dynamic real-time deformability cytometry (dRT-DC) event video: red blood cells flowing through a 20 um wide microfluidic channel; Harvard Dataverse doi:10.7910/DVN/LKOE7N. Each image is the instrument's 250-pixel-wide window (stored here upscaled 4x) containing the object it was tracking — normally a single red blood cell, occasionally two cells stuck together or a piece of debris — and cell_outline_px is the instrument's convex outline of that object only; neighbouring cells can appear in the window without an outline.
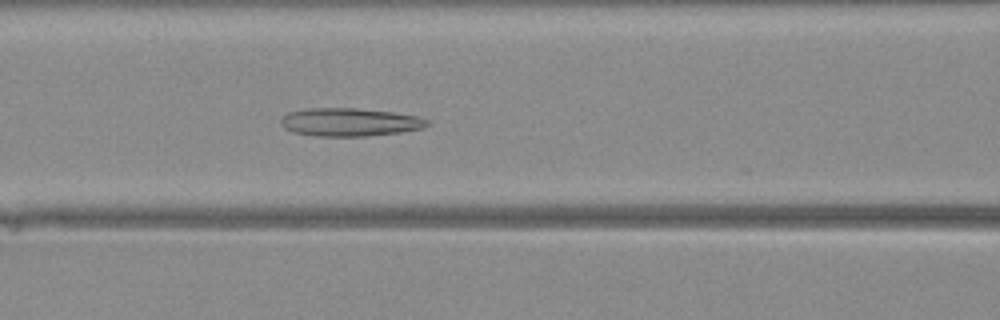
{"species": "Egyptian fruit bat (a non-hibernating species)", "species_latin": "Rousettus aegyptiacus", "temperature_condition": "warm", "stored_images_in_passage": 44, "segment_of_instrument_passage": [1, 2], "camera_frame_rate_fps": 3000, "um_per_image_px": 0.085, "animal": {"sex": "female"}, "frame": {"image": 1, "passage_image": 19, "time_ms": 6.0, "image_size_px": [1000, 320], "cell_outline_px": [[432, 124], [424, 128], [400, 132], [364, 136], [316, 136], [292, 132], [284, 128], [280, 124], [280, 120], [288, 112], [308, 108], [356, 108], [392, 112], [416, 116], [428, 120]], "centroid_in_image_um": [29.72, 10.38], "position_along_channel_um": 136.9, "area_um2": 24.04}}
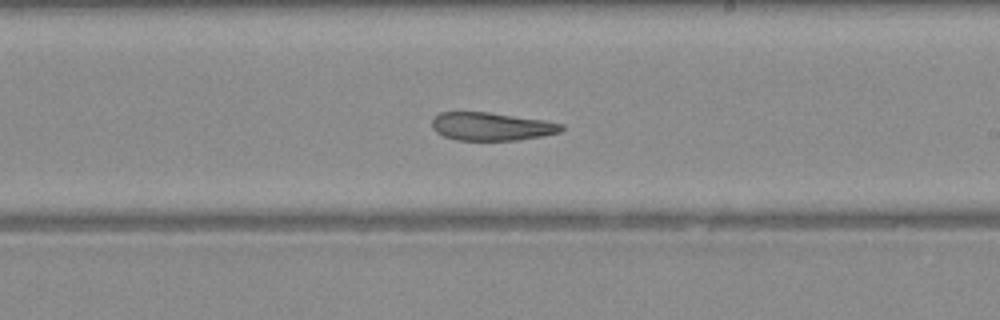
{"frame": {"image": 2, "passage_image": 26, "time_ms": 8.333, "image_size_px": [1000, 320], "cell_outline_px": [[564, 128], [560, 132], [540, 136], [516, 140], [456, 140], [444, 136], [436, 132], [432, 128], [432, 120], [440, 112], [488, 112], [544, 120], [564, 124]], "centroid_in_image_um": [41.76, 10.75], "position_along_channel_um": 247.2, "area_um2": 21.1}}
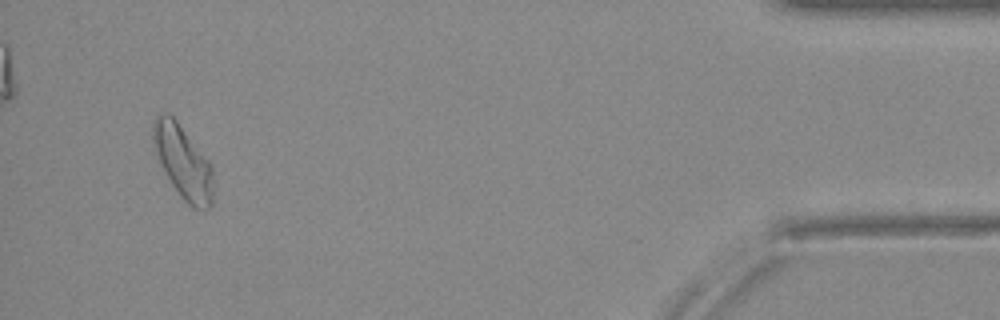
{"frame": {"image": 3, "passage_image": 41, "time_ms": 13.333, "image_size_px": [1000, 320], "cell_outline_px": [[212, 204], [208, 208], [192, 208], [180, 196], [172, 184], [160, 164], [152, 140], [152, 124], [156, 116], [168, 112], [176, 120], [208, 160], [212, 168]], "centroid_in_image_um": [15.53, 13.76], "position_along_channel_um": 419.7, "area_um2": 25.2}}